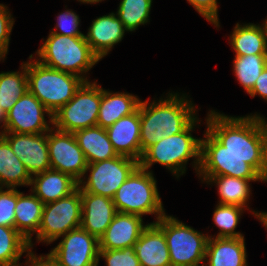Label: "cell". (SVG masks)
Here are the masks:
<instances>
[{
  "label": "cell",
  "mask_w": 267,
  "mask_h": 266,
  "mask_svg": "<svg viewBox=\"0 0 267 266\" xmlns=\"http://www.w3.org/2000/svg\"><path fill=\"white\" fill-rule=\"evenodd\" d=\"M207 130L226 147L229 154L241 157L267 182L265 135L258 116L228 117L216 111L206 118Z\"/></svg>",
  "instance_id": "1"
},
{
  "label": "cell",
  "mask_w": 267,
  "mask_h": 266,
  "mask_svg": "<svg viewBox=\"0 0 267 266\" xmlns=\"http://www.w3.org/2000/svg\"><path fill=\"white\" fill-rule=\"evenodd\" d=\"M41 64L79 76L88 82L86 74L100 59L93 53L85 36H64L50 33L36 51ZM82 75V76H81Z\"/></svg>",
  "instance_id": "2"
},
{
  "label": "cell",
  "mask_w": 267,
  "mask_h": 266,
  "mask_svg": "<svg viewBox=\"0 0 267 266\" xmlns=\"http://www.w3.org/2000/svg\"><path fill=\"white\" fill-rule=\"evenodd\" d=\"M194 120L185 130L172 136L163 137L142 154L139 166L148 170L154 163L168 168L175 176L185 174L188 159L194 158V168L199 172L201 162V139H196L191 132L195 128ZM180 174V175H179Z\"/></svg>",
  "instance_id": "3"
},
{
  "label": "cell",
  "mask_w": 267,
  "mask_h": 266,
  "mask_svg": "<svg viewBox=\"0 0 267 266\" xmlns=\"http://www.w3.org/2000/svg\"><path fill=\"white\" fill-rule=\"evenodd\" d=\"M29 91L51 115L67 104L85 82L77 75L41 64L37 59L27 62Z\"/></svg>",
  "instance_id": "4"
},
{
  "label": "cell",
  "mask_w": 267,
  "mask_h": 266,
  "mask_svg": "<svg viewBox=\"0 0 267 266\" xmlns=\"http://www.w3.org/2000/svg\"><path fill=\"white\" fill-rule=\"evenodd\" d=\"M112 200L117 212L141 217L156 214L157 220L166 214L152 172L140 166L118 188Z\"/></svg>",
  "instance_id": "5"
},
{
  "label": "cell",
  "mask_w": 267,
  "mask_h": 266,
  "mask_svg": "<svg viewBox=\"0 0 267 266\" xmlns=\"http://www.w3.org/2000/svg\"><path fill=\"white\" fill-rule=\"evenodd\" d=\"M155 223L164 231L171 266H199L205 262L208 235L166 214Z\"/></svg>",
  "instance_id": "6"
},
{
  "label": "cell",
  "mask_w": 267,
  "mask_h": 266,
  "mask_svg": "<svg viewBox=\"0 0 267 266\" xmlns=\"http://www.w3.org/2000/svg\"><path fill=\"white\" fill-rule=\"evenodd\" d=\"M101 102V86L84 82L73 98L52 115V125L58 130L75 133L96 126Z\"/></svg>",
  "instance_id": "7"
},
{
  "label": "cell",
  "mask_w": 267,
  "mask_h": 266,
  "mask_svg": "<svg viewBox=\"0 0 267 266\" xmlns=\"http://www.w3.org/2000/svg\"><path fill=\"white\" fill-rule=\"evenodd\" d=\"M82 200L80 189L57 201L44 204L37 241L47 244L81 225Z\"/></svg>",
  "instance_id": "8"
},
{
  "label": "cell",
  "mask_w": 267,
  "mask_h": 266,
  "mask_svg": "<svg viewBox=\"0 0 267 266\" xmlns=\"http://www.w3.org/2000/svg\"><path fill=\"white\" fill-rule=\"evenodd\" d=\"M205 139H201L200 176H230L240 179H264L244 159L234 154H229L208 130Z\"/></svg>",
  "instance_id": "9"
},
{
  "label": "cell",
  "mask_w": 267,
  "mask_h": 266,
  "mask_svg": "<svg viewBox=\"0 0 267 266\" xmlns=\"http://www.w3.org/2000/svg\"><path fill=\"white\" fill-rule=\"evenodd\" d=\"M139 166V161L126 156L87 164L85 173L89 170L87 182H78L80 192H87L113 198L118 188Z\"/></svg>",
  "instance_id": "10"
},
{
  "label": "cell",
  "mask_w": 267,
  "mask_h": 266,
  "mask_svg": "<svg viewBox=\"0 0 267 266\" xmlns=\"http://www.w3.org/2000/svg\"><path fill=\"white\" fill-rule=\"evenodd\" d=\"M62 237L49 253L58 266H98L99 240L95 236L79 227Z\"/></svg>",
  "instance_id": "11"
},
{
  "label": "cell",
  "mask_w": 267,
  "mask_h": 266,
  "mask_svg": "<svg viewBox=\"0 0 267 266\" xmlns=\"http://www.w3.org/2000/svg\"><path fill=\"white\" fill-rule=\"evenodd\" d=\"M48 153L51 169L71 175L78 182L83 179L87 167L84 153L74 133L50 129Z\"/></svg>",
  "instance_id": "12"
},
{
  "label": "cell",
  "mask_w": 267,
  "mask_h": 266,
  "mask_svg": "<svg viewBox=\"0 0 267 266\" xmlns=\"http://www.w3.org/2000/svg\"><path fill=\"white\" fill-rule=\"evenodd\" d=\"M45 113L52 115L46 107L28 90L23 94L7 113L5 130L17 134H42L51 128L45 120Z\"/></svg>",
  "instance_id": "13"
},
{
  "label": "cell",
  "mask_w": 267,
  "mask_h": 266,
  "mask_svg": "<svg viewBox=\"0 0 267 266\" xmlns=\"http://www.w3.org/2000/svg\"><path fill=\"white\" fill-rule=\"evenodd\" d=\"M0 134L8 141L12 151L24 163L31 176L51 168L48 132L42 134L0 132Z\"/></svg>",
  "instance_id": "14"
},
{
  "label": "cell",
  "mask_w": 267,
  "mask_h": 266,
  "mask_svg": "<svg viewBox=\"0 0 267 266\" xmlns=\"http://www.w3.org/2000/svg\"><path fill=\"white\" fill-rule=\"evenodd\" d=\"M182 96L169 93L167 99L158 100L157 125L165 137L182 132L197 119L192 101L187 100L184 94Z\"/></svg>",
  "instance_id": "15"
},
{
  "label": "cell",
  "mask_w": 267,
  "mask_h": 266,
  "mask_svg": "<svg viewBox=\"0 0 267 266\" xmlns=\"http://www.w3.org/2000/svg\"><path fill=\"white\" fill-rule=\"evenodd\" d=\"M147 225L139 215L117 212L99 239V249H123L133 247Z\"/></svg>",
  "instance_id": "16"
},
{
  "label": "cell",
  "mask_w": 267,
  "mask_h": 266,
  "mask_svg": "<svg viewBox=\"0 0 267 266\" xmlns=\"http://www.w3.org/2000/svg\"><path fill=\"white\" fill-rule=\"evenodd\" d=\"M82 214L80 227L98 240L117 213L112 198L81 192Z\"/></svg>",
  "instance_id": "17"
},
{
  "label": "cell",
  "mask_w": 267,
  "mask_h": 266,
  "mask_svg": "<svg viewBox=\"0 0 267 266\" xmlns=\"http://www.w3.org/2000/svg\"><path fill=\"white\" fill-rule=\"evenodd\" d=\"M106 132L118 155L140 161V104L134 113L116 121Z\"/></svg>",
  "instance_id": "18"
},
{
  "label": "cell",
  "mask_w": 267,
  "mask_h": 266,
  "mask_svg": "<svg viewBox=\"0 0 267 266\" xmlns=\"http://www.w3.org/2000/svg\"><path fill=\"white\" fill-rule=\"evenodd\" d=\"M88 29L86 41L99 59L106 56L112 47L123 39L127 31L114 13L93 20Z\"/></svg>",
  "instance_id": "19"
},
{
  "label": "cell",
  "mask_w": 267,
  "mask_h": 266,
  "mask_svg": "<svg viewBox=\"0 0 267 266\" xmlns=\"http://www.w3.org/2000/svg\"><path fill=\"white\" fill-rule=\"evenodd\" d=\"M134 248L140 266H171L164 231L155 221L147 224Z\"/></svg>",
  "instance_id": "20"
},
{
  "label": "cell",
  "mask_w": 267,
  "mask_h": 266,
  "mask_svg": "<svg viewBox=\"0 0 267 266\" xmlns=\"http://www.w3.org/2000/svg\"><path fill=\"white\" fill-rule=\"evenodd\" d=\"M31 185H34L32 193L46 204L73 193L78 188V181L67 173L50 168L32 176Z\"/></svg>",
  "instance_id": "21"
},
{
  "label": "cell",
  "mask_w": 267,
  "mask_h": 266,
  "mask_svg": "<svg viewBox=\"0 0 267 266\" xmlns=\"http://www.w3.org/2000/svg\"><path fill=\"white\" fill-rule=\"evenodd\" d=\"M246 257L244 237L208 238L205 253L208 265L205 266H248Z\"/></svg>",
  "instance_id": "22"
},
{
  "label": "cell",
  "mask_w": 267,
  "mask_h": 266,
  "mask_svg": "<svg viewBox=\"0 0 267 266\" xmlns=\"http://www.w3.org/2000/svg\"><path fill=\"white\" fill-rule=\"evenodd\" d=\"M140 104L137 96L128 93H111L101 87V102L97 125L108 128L124 116L134 113Z\"/></svg>",
  "instance_id": "23"
},
{
  "label": "cell",
  "mask_w": 267,
  "mask_h": 266,
  "mask_svg": "<svg viewBox=\"0 0 267 266\" xmlns=\"http://www.w3.org/2000/svg\"><path fill=\"white\" fill-rule=\"evenodd\" d=\"M43 207L44 203L34 193L25 196L17 190L14 228L28 240L30 249L32 234L38 232L41 224Z\"/></svg>",
  "instance_id": "24"
},
{
  "label": "cell",
  "mask_w": 267,
  "mask_h": 266,
  "mask_svg": "<svg viewBox=\"0 0 267 266\" xmlns=\"http://www.w3.org/2000/svg\"><path fill=\"white\" fill-rule=\"evenodd\" d=\"M74 135L88 164L119 156L105 128L96 125L78 130Z\"/></svg>",
  "instance_id": "25"
},
{
  "label": "cell",
  "mask_w": 267,
  "mask_h": 266,
  "mask_svg": "<svg viewBox=\"0 0 267 266\" xmlns=\"http://www.w3.org/2000/svg\"><path fill=\"white\" fill-rule=\"evenodd\" d=\"M32 176L17 157L8 141L0 134V187L30 186Z\"/></svg>",
  "instance_id": "26"
},
{
  "label": "cell",
  "mask_w": 267,
  "mask_h": 266,
  "mask_svg": "<svg viewBox=\"0 0 267 266\" xmlns=\"http://www.w3.org/2000/svg\"><path fill=\"white\" fill-rule=\"evenodd\" d=\"M229 43L236 53L235 56L267 54L265 32L262 25L259 24L239 25L237 23Z\"/></svg>",
  "instance_id": "27"
},
{
  "label": "cell",
  "mask_w": 267,
  "mask_h": 266,
  "mask_svg": "<svg viewBox=\"0 0 267 266\" xmlns=\"http://www.w3.org/2000/svg\"><path fill=\"white\" fill-rule=\"evenodd\" d=\"M207 183H216L220 195L219 204L237 205L247 208L250 198L249 181H265V179H240L230 176H201ZM207 180V181H206ZM246 206V207H245Z\"/></svg>",
  "instance_id": "28"
},
{
  "label": "cell",
  "mask_w": 267,
  "mask_h": 266,
  "mask_svg": "<svg viewBox=\"0 0 267 266\" xmlns=\"http://www.w3.org/2000/svg\"><path fill=\"white\" fill-rule=\"evenodd\" d=\"M21 68L22 73L19 71L0 73V106L6 114L16 101L29 90L27 62L23 63Z\"/></svg>",
  "instance_id": "29"
},
{
  "label": "cell",
  "mask_w": 267,
  "mask_h": 266,
  "mask_svg": "<svg viewBox=\"0 0 267 266\" xmlns=\"http://www.w3.org/2000/svg\"><path fill=\"white\" fill-rule=\"evenodd\" d=\"M30 250L28 240L15 228L0 225V266L20 265V257Z\"/></svg>",
  "instance_id": "30"
},
{
  "label": "cell",
  "mask_w": 267,
  "mask_h": 266,
  "mask_svg": "<svg viewBox=\"0 0 267 266\" xmlns=\"http://www.w3.org/2000/svg\"><path fill=\"white\" fill-rule=\"evenodd\" d=\"M233 62L234 74L237 80L249 93L257 78L267 66V54L235 56Z\"/></svg>",
  "instance_id": "31"
},
{
  "label": "cell",
  "mask_w": 267,
  "mask_h": 266,
  "mask_svg": "<svg viewBox=\"0 0 267 266\" xmlns=\"http://www.w3.org/2000/svg\"><path fill=\"white\" fill-rule=\"evenodd\" d=\"M140 101V145L143 152L165 137L157 125V102Z\"/></svg>",
  "instance_id": "32"
},
{
  "label": "cell",
  "mask_w": 267,
  "mask_h": 266,
  "mask_svg": "<svg viewBox=\"0 0 267 266\" xmlns=\"http://www.w3.org/2000/svg\"><path fill=\"white\" fill-rule=\"evenodd\" d=\"M152 0H122L117 10V17L127 31H135L138 26L149 22Z\"/></svg>",
  "instance_id": "33"
},
{
  "label": "cell",
  "mask_w": 267,
  "mask_h": 266,
  "mask_svg": "<svg viewBox=\"0 0 267 266\" xmlns=\"http://www.w3.org/2000/svg\"><path fill=\"white\" fill-rule=\"evenodd\" d=\"M244 208L237 205L219 204L217 205L213 220L219 227L220 232L217 234V238H242L244 237L240 232H236L235 229L242 215Z\"/></svg>",
  "instance_id": "34"
},
{
  "label": "cell",
  "mask_w": 267,
  "mask_h": 266,
  "mask_svg": "<svg viewBox=\"0 0 267 266\" xmlns=\"http://www.w3.org/2000/svg\"><path fill=\"white\" fill-rule=\"evenodd\" d=\"M101 257L105 259L107 266H140L134 246L115 250L99 249V258Z\"/></svg>",
  "instance_id": "35"
},
{
  "label": "cell",
  "mask_w": 267,
  "mask_h": 266,
  "mask_svg": "<svg viewBox=\"0 0 267 266\" xmlns=\"http://www.w3.org/2000/svg\"><path fill=\"white\" fill-rule=\"evenodd\" d=\"M0 187V225L14 228L15 206L17 203V189Z\"/></svg>",
  "instance_id": "36"
},
{
  "label": "cell",
  "mask_w": 267,
  "mask_h": 266,
  "mask_svg": "<svg viewBox=\"0 0 267 266\" xmlns=\"http://www.w3.org/2000/svg\"><path fill=\"white\" fill-rule=\"evenodd\" d=\"M56 29H59V32L56 30L51 31L50 33H56L64 36H85L78 29L80 24L79 16L72 10H66L61 12L57 17Z\"/></svg>",
  "instance_id": "37"
},
{
  "label": "cell",
  "mask_w": 267,
  "mask_h": 266,
  "mask_svg": "<svg viewBox=\"0 0 267 266\" xmlns=\"http://www.w3.org/2000/svg\"><path fill=\"white\" fill-rule=\"evenodd\" d=\"M13 24L14 19L7 6L0 4V60L8 53Z\"/></svg>",
  "instance_id": "38"
},
{
  "label": "cell",
  "mask_w": 267,
  "mask_h": 266,
  "mask_svg": "<svg viewBox=\"0 0 267 266\" xmlns=\"http://www.w3.org/2000/svg\"><path fill=\"white\" fill-rule=\"evenodd\" d=\"M208 22L219 27L217 0H187Z\"/></svg>",
  "instance_id": "39"
},
{
  "label": "cell",
  "mask_w": 267,
  "mask_h": 266,
  "mask_svg": "<svg viewBox=\"0 0 267 266\" xmlns=\"http://www.w3.org/2000/svg\"><path fill=\"white\" fill-rule=\"evenodd\" d=\"M248 94H250L251 97H255L256 94H258L267 101V66L259 75L252 90Z\"/></svg>",
  "instance_id": "40"
},
{
  "label": "cell",
  "mask_w": 267,
  "mask_h": 266,
  "mask_svg": "<svg viewBox=\"0 0 267 266\" xmlns=\"http://www.w3.org/2000/svg\"><path fill=\"white\" fill-rule=\"evenodd\" d=\"M28 263L30 266H58L56 262L50 257L49 254L46 256H39L37 257L33 252L32 249L27 252Z\"/></svg>",
  "instance_id": "41"
},
{
  "label": "cell",
  "mask_w": 267,
  "mask_h": 266,
  "mask_svg": "<svg viewBox=\"0 0 267 266\" xmlns=\"http://www.w3.org/2000/svg\"><path fill=\"white\" fill-rule=\"evenodd\" d=\"M254 215L263 223V225L266 227L267 229V212H255L253 211Z\"/></svg>",
  "instance_id": "42"
},
{
  "label": "cell",
  "mask_w": 267,
  "mask_h": 266,
  "mask_svg": "<svg viewBox=\"0 0 267 266\" xmlns=\"http://www.w3.org/2000/svg\"><path fill=\"white\" fill-rule=\"evenodd\" d=\"M257 116H258V119H259V121L261 123V126L263 128V131H264L265 143H266V151H267V122L260 115L257 114Z\"/></svg>",
  "instance_id": "43"
},
{
  "label": "cell",
  "mask_w": 267,
  "mask_h": 266,
  "mask_svg": "<svg viewBox=\"0 0 267 266\" xmlns=\"http://www.w3.org/2000/svg\"><path fill=\"white\" fill-rule=\"evenodd\" d=\"M6 118H7V114L4 111V109L1 108L0 106V123L3 122V126L1 125L0 127H3V130H5V125H6Z\"/></svg>",
  "instance_id": "44"
},
{
  "label": "cell",
  "mask_w": 267,
  "mask_h": 266,
  "mask_svg": "<svg viewBox=\"0 0 267 266\" xmlns=\"http://www.w3.org/2000/svg\"><path fill=\"white\" fill-rule=\"evenodd\" d=\"M100 1H103V0H80V2L82 3H97V2H100Z\"/></svg>",
  "instance_id": "45"
},
{
  "label": "cell",
  "mask_w": 267,
  "mask_h": 266,
  "mask_svg": "<svg viewBox=\"0 0 267 266\" xmlns=\"http://www.w3.org/2000/svg\"><path fill=\"white\" fill-rule=\"evenodd\" d=\"M262 27H263V29H264L265 37H266V42H267V19H266L265 22L262 24Z\"/></svg>",
  "instance_id": "46"
}]
</instances>
